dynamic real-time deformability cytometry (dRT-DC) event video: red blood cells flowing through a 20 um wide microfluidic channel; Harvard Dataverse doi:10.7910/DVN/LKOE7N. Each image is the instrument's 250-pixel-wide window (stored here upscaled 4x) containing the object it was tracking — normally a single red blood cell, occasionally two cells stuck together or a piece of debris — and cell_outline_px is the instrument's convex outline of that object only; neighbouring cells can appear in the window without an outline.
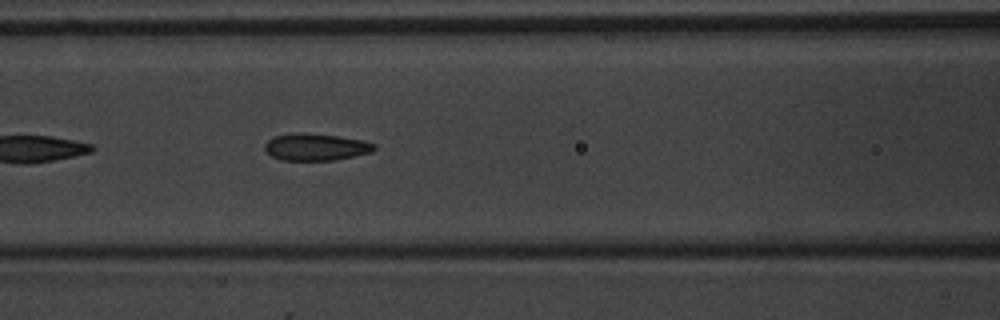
{"species": "common noctule bat (a hibernating species)", "species_latin": "Nyctalus noctula", "temperature_condition": "warm", "stored_images_in_passage": 17, "camera_frame_rate_fps": 3000, "um_per_image_px": 0.085, "animal": {"sex": "male", "body_mass_g": 20.1, "forearm_length_mm": 53.5}, "frame": {"image": 1, "passage_image": 8, "time_ms": 2.333, "image_size_px": [1000, 320], "cell_outline_px": [[376, 148], [372, 152], [336, 160], [280, 160], [272, 156], [264, 148], [264, 144], [272, 136], [300, 132], [304, 132], [336, 136], [360, 140], [376, 144]], "centroid_in_image_um": [26.82, 12.49], "position_along_channel_um": 139.8, "area_um2": 17.22}}
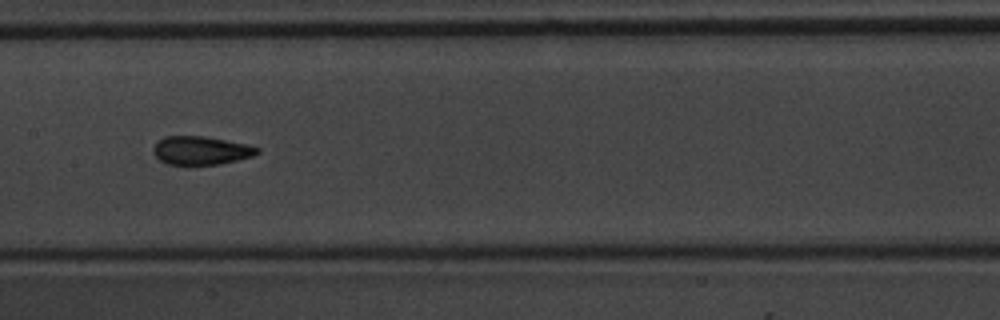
{"frame": {"image": 2, "passage_image": 12, "time_ms": 3.667, "image_size_px": [1000, 320], "cell_outline_px": [[260, 152], [252, 156], [220, 164], [188, 168], [168, 164], [160, 160], [152, 152], [152, 148], [164, 136], [204, 136], [248, 144], [260, 148]], "centroid_in_image_um": [17.06, 12.83], "position_along_channel_um": 190.3, "area_um2": 17.86}}
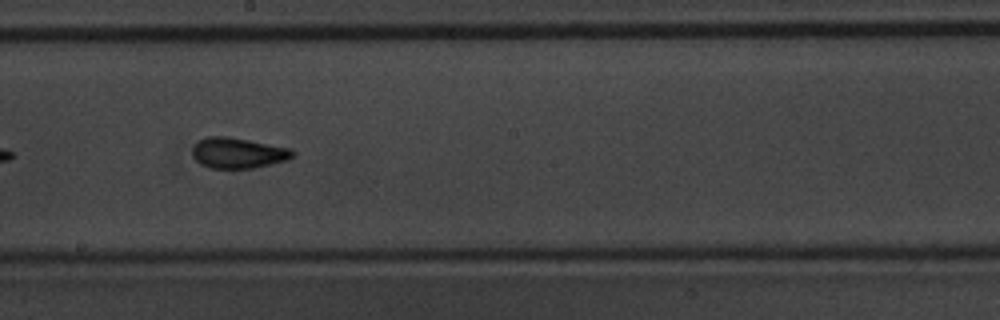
{"frame": {"image": 3, "passage_image": 15, "time_ms": 4.667, "image_size_px": [1000, 320], "cell_outline_px": [[296, 152], [288, 160], [252, 168], [208, 168], [200, 164], [192, 156], [192, 148], [200, 140], [208, 136], [228, 136], [292, 148]], "centroid_in_image_um": [20.24, 13.0], "position_along_channel_um": 228.0, "area_um2": 17.98}}